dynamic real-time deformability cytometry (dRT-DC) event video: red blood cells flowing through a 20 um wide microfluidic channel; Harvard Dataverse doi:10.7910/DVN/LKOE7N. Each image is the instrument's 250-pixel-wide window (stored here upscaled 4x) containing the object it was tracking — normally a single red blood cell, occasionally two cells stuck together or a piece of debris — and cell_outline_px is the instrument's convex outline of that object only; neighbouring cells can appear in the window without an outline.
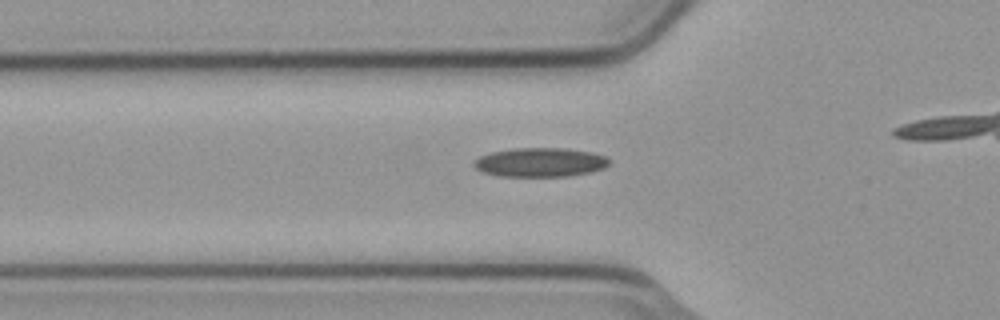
{"species": "common noctule bat (a hibernating species)", "species_latin": "Nyctalus noctula", "temperature_condition": "cold", "stored_images_in_passage": 28, "camera_frame_rate_fps": 3000, "um_per_image_px": 0.085, "animal": {"sex": "male", "body_mass_g": 23.1, "forearm_length_mm": 52.7}, "frame": {"image": 1, "passage_image": 3, "time_ms": 0.667, "image_size_px": [1000, 320], "cell_outline_px": [[612, 160], [604, 168], [588, 172], [568, 176], [500, 176], [480, 172], [472, 164], [480, 156], [492, 152], [516, 148], [564, 148], [592, 152], [604, 156]], "centroid_in_image_um": [45.91, 13.79], "position_along_channel_um": 79.9, "area_um2": 22.83}}
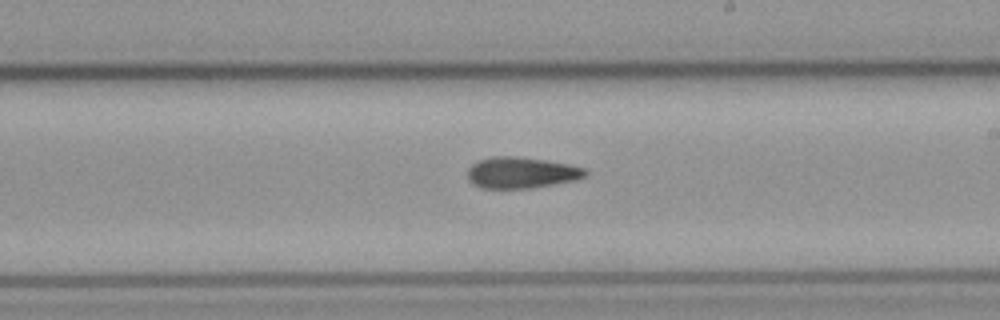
{"frame": {"image": 2, "passage_image": 16, "time_ms": 5.0, "image_size_px": [1000, 320], "cell_outline_px": [[588, 172], [584, 176], [576, 180], [532, 188], [480, 188], [472, 184], [468, 180], [468, 168], [476, 160], [492, 156], [516, 156], [544, 160], [568, 164], [584, 168]], "centroid_in_image_um": [44.26, 14.67], "position_along_channel_um": 244.7, "area_um2": 21.5}}
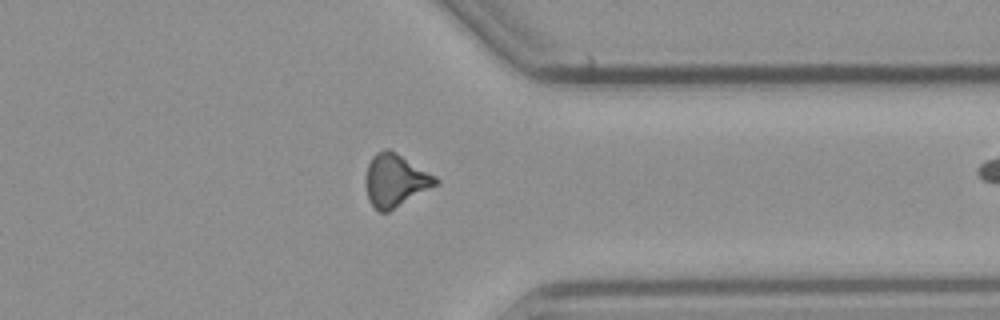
{"frame": {"image": 3, "passage_image": 27, "time_ms": 8.667, "image_size_px": [1000, 320], "cell_outline_px": [[440, 180], [436, 184], [388, 212], [380, 212], [368, 200], [364, 184], [364, 180], [368, 164], [372, 156], [376, 152], [388, 148], [436, 176]], "centroid_in_image_um": [33.55, 15.32], "position_along_channel_um": 377.9, "area_um2": 21.21}}